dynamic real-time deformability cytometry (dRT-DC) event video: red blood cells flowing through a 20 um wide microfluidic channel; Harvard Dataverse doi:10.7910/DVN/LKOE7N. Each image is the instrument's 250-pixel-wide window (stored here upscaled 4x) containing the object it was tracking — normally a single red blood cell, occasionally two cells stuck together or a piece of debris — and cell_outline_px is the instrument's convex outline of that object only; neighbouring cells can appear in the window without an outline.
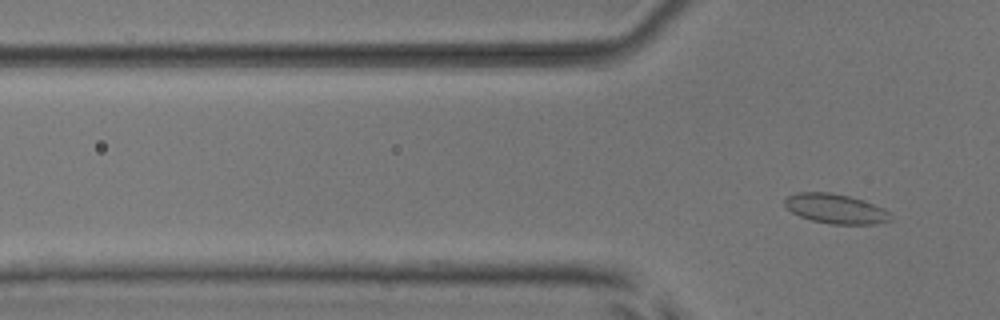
{"species": "common noctule bat (a hibernating species)", "species_latin": "Nyctalus noctula", "temperature_condition": "room temperature", "stored_images_in_passage": 3, "camera_frame_rate_fps": 3000, "um_per_image_px": 0.085, "animal": {"sex": "male", "body_mass_g": 17.9, "forearm_length_mm": 54.2}, "frame": {"image": 1, "passage_image": 3, "time_ms": 2.333, "image_size_px": [1000, 320], "cell_outline_px": [[892, 220], [876, 224], [828, 224], [812, 220], [800, 216], [784, 208], [784, 200], [788, 196], [796, 192], [828, 192], [848, 196], [864, 200], [884, 208], [892, 216]], "centroid_in_image_um": [71.02, 17.74], "position_along_channel_um": 54.8, "area_um2": 18.44}}